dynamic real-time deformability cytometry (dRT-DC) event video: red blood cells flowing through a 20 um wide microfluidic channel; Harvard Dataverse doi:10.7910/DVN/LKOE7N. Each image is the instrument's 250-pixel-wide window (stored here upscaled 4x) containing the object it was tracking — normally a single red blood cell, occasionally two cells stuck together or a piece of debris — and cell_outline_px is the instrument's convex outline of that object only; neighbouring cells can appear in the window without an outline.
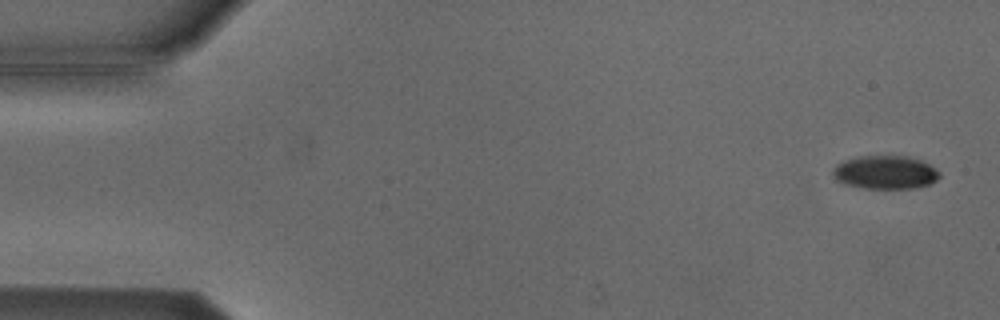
{"species": "Egyptian fruit bat (a non-hibernating species)", "species_latin": "Rousettus aegyptiacus", "temperature_condition": "cold", "stored_images_in_passage": 4, "camera_frame_rate_fps": 3000, "um_per_image_px": 0.085, "animal": {"sex": "male"}, "frame": {"image": 1, "passage_image": 1, "time_ms": 0.0, "image_size_px": [1000, 320], "cell_outline_px": [[940, 176], [936, 180], [928, 184], [916, 188], [864, 188], [844, 184], [836, 180], [832, 176], [832, 168], [836, 164], [860, 156], [908, 156], [920, 160], [936, 168], [940, 172]], "centroid_in_image_um": [75.23, 14.65], "position_along_channel_um": 9.8, "area_um2": 20.75}}
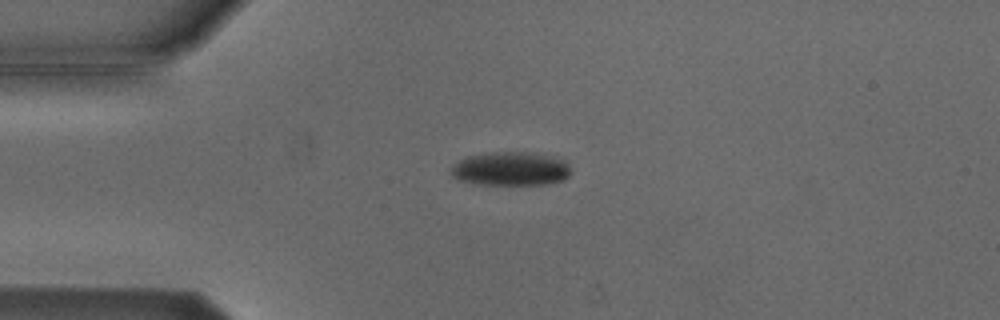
{"frame": {"image": 2, "passage_image": 4, "time_ms": 3.667, "image_size_px": [1000, 320], "cell_outline_px": [[572, 172], [564, 180], [544, 184], [480, 184], [460, 180], [452, 176], [448, 172], [448, 168], [452, 164], [468, 156], [488, 152], [524, 152], [552, 156], [568, 160]], "centroid_in_image_um": [43.41, 14.34], "position_along_channel_um": 41.6, "area_um2": 23.87}}